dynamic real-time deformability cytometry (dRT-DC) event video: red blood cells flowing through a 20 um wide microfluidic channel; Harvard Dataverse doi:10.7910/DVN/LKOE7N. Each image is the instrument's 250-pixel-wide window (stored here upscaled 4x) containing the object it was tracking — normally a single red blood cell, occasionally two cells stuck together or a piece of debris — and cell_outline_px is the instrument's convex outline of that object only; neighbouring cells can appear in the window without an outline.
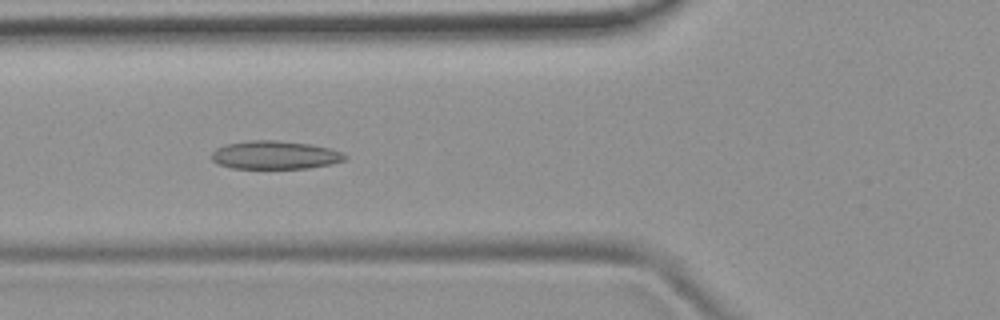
{"species": "common noctule bat (a hibernating species)", "species_latin": "Nyctalus noctula", "temperature_condition": "room temperature", "stored_images_in_passage": 53, "camera_frame_rate_fps": 3000, "um_per_image_px": 0.085, "animal": {"sex": "female", "body_mass_g": 19.9}, "frame": {"image": 1, "passage_image": 20, "time_ms": 6.333, "image_size_px": [1000, 320], "cell_outline_px": [[348, 156], [344, 160], [332, 164], [308, 168], [232, 168], [216, 164], [212, 160], [212, 152], [216, 148], [224, 144], [248, 140], [276, 140], [312, 144], [328, 148], [340, 152]], "centroid_in_image_um": [23.33, 13.17], "position_along_channel_um": 102.5, "area_um2": 22.08}}
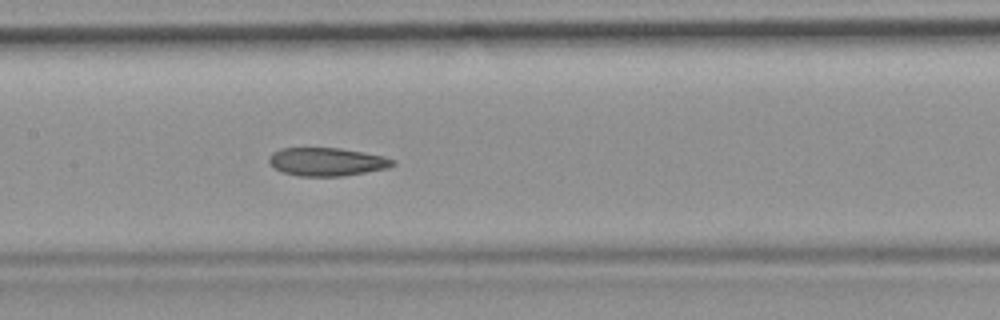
{"frame": {"image": 2, "passage_image": 26, "time_ms": 8.333, "image_size_px": [1000, 320], "cell_outline_px": [[396, 164], [388, 168], [344, 176], [300, 176], [280, 172], [268, 160], [268, 156], [272, 152], [280, 148], [340, 148], [384, 156], [396, 160]], "centroid_in_image_um": [27.79, 13.75], "position_along_channel_um": 179.6, "area_um2": 20.46}}
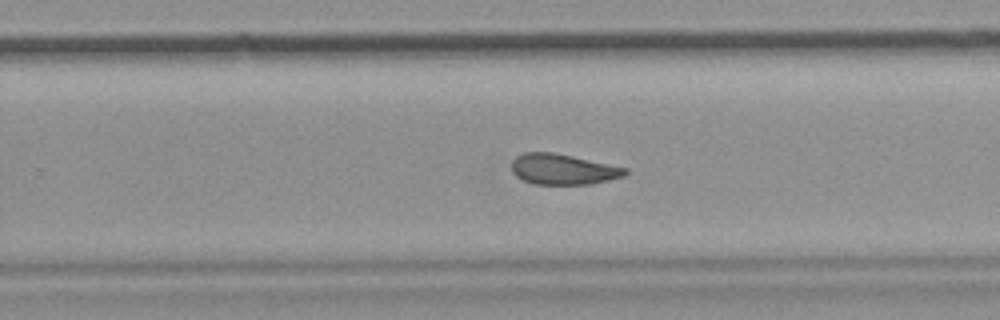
{"frame": {"image": 3, "passage_image": 34, "time_ms": 11.0, "image_size_px": [1000, 320], "cell_outline_px": [[628, 172], [624, 176], [592, 184], [532, 184], [516, 176], [512, 172], [512, 160], [516, 156], [524, 152], [552, 152], [572, 156], [628, 168]], "centroid_in_image_um": [47.84, 14.39], "position_along_channel_um": 282.0, "area_um2": 20.23}, "authors_computed_cell_mechanics": {"area_um2": 21.675, "velocity_mm_per_s": 3.8514, "shape_relaxation_time_tau1_ms": null, "shape_relaxation_time_tau2_ms": 2.8033, "deformation_change_tau1": null, "deformation_change_tau2": 0.0923}}